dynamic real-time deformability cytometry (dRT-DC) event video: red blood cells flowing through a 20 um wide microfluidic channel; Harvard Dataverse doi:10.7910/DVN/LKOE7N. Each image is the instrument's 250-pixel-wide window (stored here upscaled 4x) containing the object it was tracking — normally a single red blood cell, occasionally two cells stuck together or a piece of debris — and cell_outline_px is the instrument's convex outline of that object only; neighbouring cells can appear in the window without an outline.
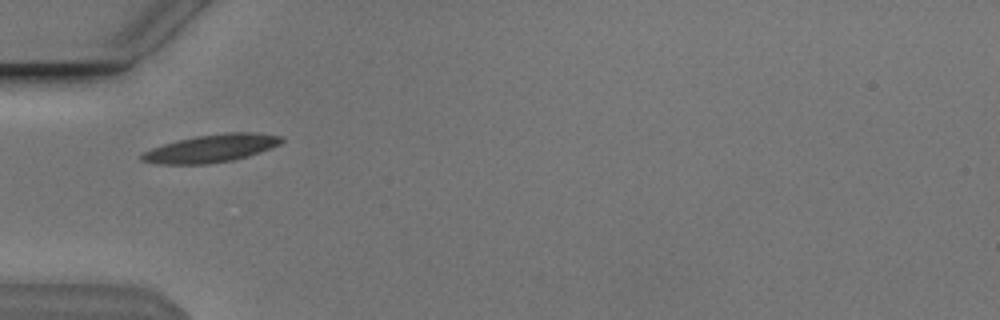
{"species": "Egyptian fruit bat (a non-hibernating species)", "species_latin": "Rousettus aegyptiacus", "temperature_condition": "cold", "stored_images_in_passage": 34, "camera_frame_rate_fps": 3000, "um_per_image_px": 0.085, "animal": {"sex": "male"}, "frame": {"image": 1, "passage_image": 2, "time_ms": 0.333, "image_size_px": [1000, 320], "cell_outline_px": [[284, 140], [280, 144], [272, 148], [248, 156], [232, 160], [204, 164], [160, 164], [140, 160], [140, 156], [144, 152], [152, 148], [176, 140], [196, 136], [228, 132], [248, 132], [280, 136]], "centroid_in_image_um": [17.95, 12.61], "position_along_channel_um": 67.0, "area_um2": 22.43}}
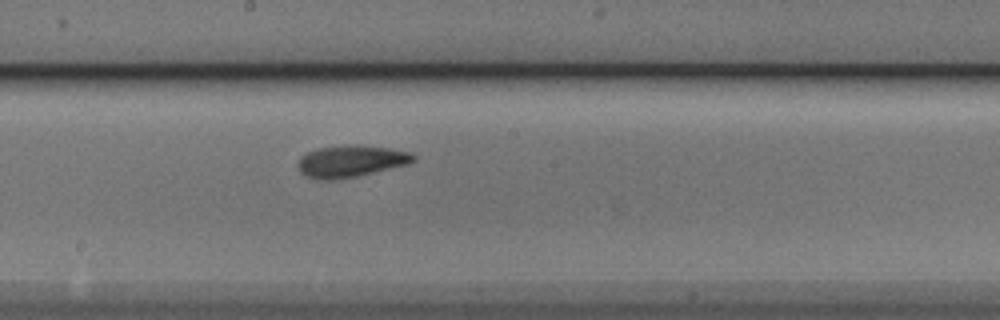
{"frame": {"image": 2, "passage_image": 14, "time_ms": 4.333, "image_size_px": [1000, 320], "cell_outline_px": [[416, 160], [408, 164], [356, 176], [332, 180], [320, 180], [308, 176], [300, 172], [296, 164], [308, 152], [316, 148], [352, 144], [356, 144], [388, 148], [412, 152], [416, 156]], "centroid_in_image_um": [29.85, 13.69], "position_along_channel_um": 218.4, "area_um2": 21.33}}
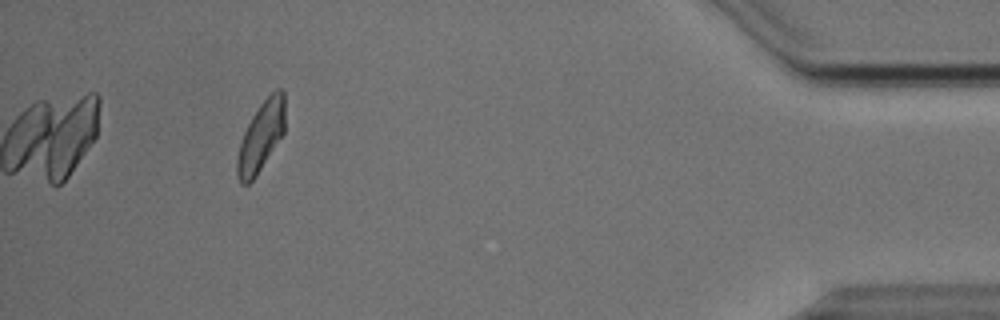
{"frame": {"image": 3, "passage_image": 34, "time_ms": 11.0, "image_size_px": [1000, 320], "cell_outline_px": [[284, 132], [256, 176], [248, 184], [240, 184], [236, 172], [236, 160], [240, 144], [244, 132], [252, 116], [260, 104], [276, 88], [280, 88], [284, 92]], "centroid_in_image_um": [22.17, 11.61], "position_along_channel_um": 413.0, "area_um2": 19.19}, "authors_computed_cell_mechanics": {"area_um2": 20.1144, "velocity_mm_per_s": 3.811, "shape_relaxation_time_tau1_ms": 3.6948, "shape_relaxation_time_tau2_ms": 2.5278, "deformation_change_tau1": 0.1569, "deformation_change_tau2": 0.0793}}